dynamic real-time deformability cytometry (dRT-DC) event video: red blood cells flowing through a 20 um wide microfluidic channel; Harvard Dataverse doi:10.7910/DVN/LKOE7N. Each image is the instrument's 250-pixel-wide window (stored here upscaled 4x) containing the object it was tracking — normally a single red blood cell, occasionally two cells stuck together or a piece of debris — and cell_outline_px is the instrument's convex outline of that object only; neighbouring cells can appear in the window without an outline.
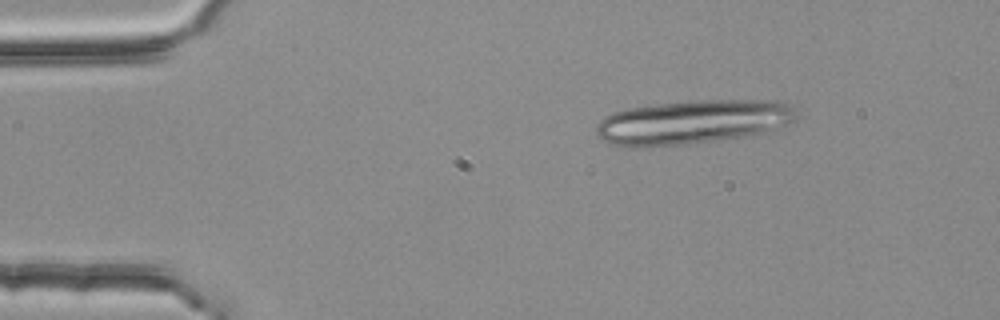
{"species": "common noctule bat (a hibernating species)", "species_latin": "Nyctalus noctula", "temperature_condition": "room temperature", "stored_images_in_passage": 3, "camera_frame_rate_fps": 3000, "um_per_image_px": 0.085, "animal": {"sex": "female", "body_mass_g": 25.1}, "frame": {"image": 1, "passage_image": 1, "time_ms": 0.0, "image_size_px": [1000, 320], "cell_outline_px": [[800, 116], [796, 120], [776, 128], [744, 136], [688, 144], [644, 148], [620, 148], [608, 144], [596, 136], [596, 124], [604, 116], [612, 112], [628, 108], [660, 104], [700, 100], [784, 100], [792, 104]], "centroid_in_image_um": [58.84, 10.38], "position_along_channel_um": 26.2, "area_um2": 52.19}}